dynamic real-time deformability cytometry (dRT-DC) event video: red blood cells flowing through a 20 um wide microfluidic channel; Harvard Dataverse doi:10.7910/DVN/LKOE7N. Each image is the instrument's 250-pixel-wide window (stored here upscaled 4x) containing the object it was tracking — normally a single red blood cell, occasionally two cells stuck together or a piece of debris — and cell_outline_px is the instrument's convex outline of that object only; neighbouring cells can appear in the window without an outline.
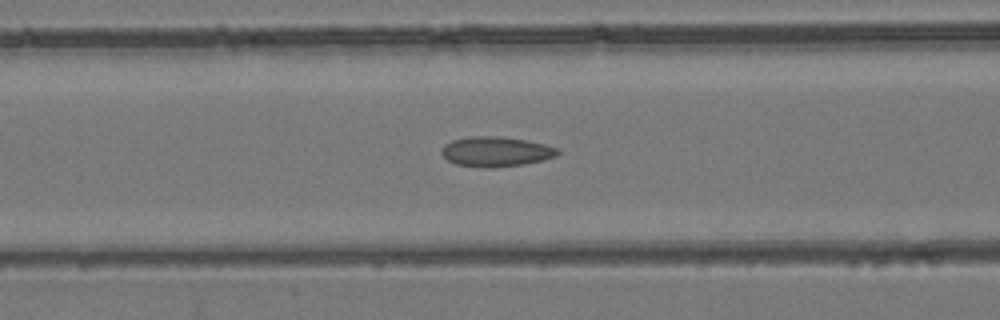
{"species": "common noctule bat (a hibernating species)", "species_latin": "Nyctalus noctula", "temperature_condition": "room temperature", "stored_images_in_passage": 54, "camera_frame_rate_fps": 3000, "um_per_image_px": 0.085, "animal": {"sex": "female", "body_mass_g": 24.6, "forearm_length_mm": 56.2}, "frame": {"image": 1, "passage_image": 23, "time_ms": 7.333, "image_size_px": [1000, 320], "cell_outline_px": [[560, 152], [556, 156], [544, 160], [524, 164], [492, 168], [480, 168], [456, 164], [448, 160], [440, 152], [440, 148], [444, 144], [452, 140], [468, 136], [500, 136], [528, 140], [560, 148]], "centroid_in_image_um": [42.15, 12.88], "position_along_channel_um": 124.4, "area_um2": 20.63}}
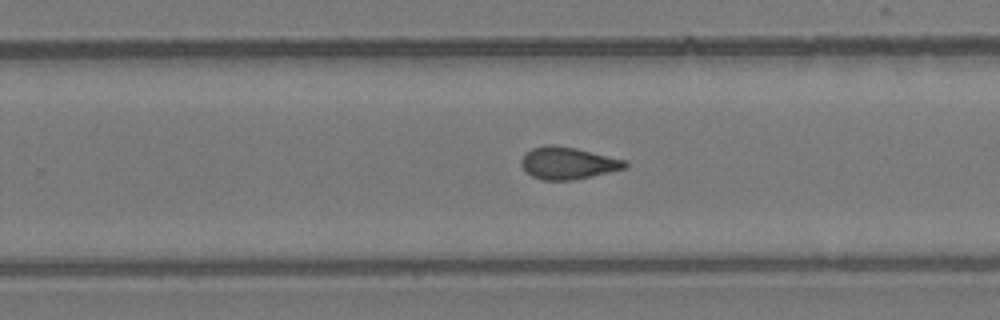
{"frame": {"image": 2, "passage_image": 35, "time_ms": 11.333, "image_size_px": [1000, 320], "cell_outline_px": [[628, 164], [624, 168], [592, 176], [572, 180], [540, 180], [532, 176], [520, 164], [520, 160], [524, 152], [532, 148], [548, 144], [552, 144], [576, 148], [628, 160]], "centroid_in_image_um": [48.25, 13.85], "position_along_channel_um": 281.6, "area_um2": 19.54}}
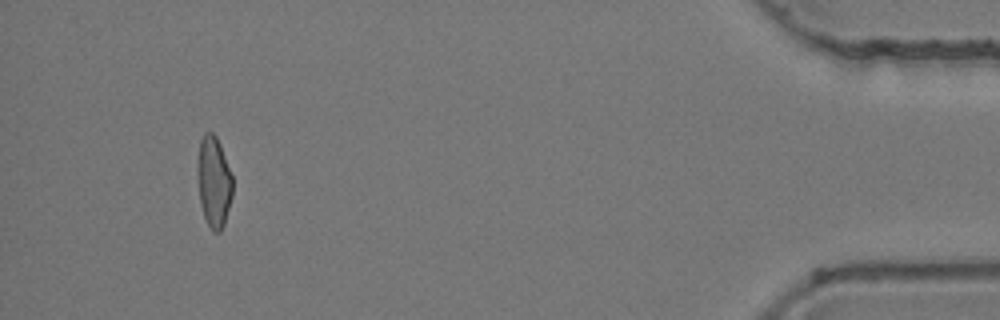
{"frame": {"image": 3, "passage_image": 51, "time_ms": 16.667, "image_size_px": [1000, 320], "cell_outline_px": [[232, 196], [224, 224], [220, 232], [212, 232], [204, 216], [200, 204], [196, 172], [200, 140], [204, 132], [212, 132], [216, 136], [220, 144], [232, 176]], "centroid_in_image_um": [18.15, 15.45], "position_along_channel_um": 417.0, "area_um2": 18.73}, "authors_computed_cell_mechanics": {"area_um2": 19.5364, "velocity_mm_per_s": 3.9412, "shape_relaxation_time_tau1_ms": null, "shape_relaxation_time_tau2_ms": 1.9505, "deformation_change_tau1": null, "deformation_change_tau2": 0.0641}}